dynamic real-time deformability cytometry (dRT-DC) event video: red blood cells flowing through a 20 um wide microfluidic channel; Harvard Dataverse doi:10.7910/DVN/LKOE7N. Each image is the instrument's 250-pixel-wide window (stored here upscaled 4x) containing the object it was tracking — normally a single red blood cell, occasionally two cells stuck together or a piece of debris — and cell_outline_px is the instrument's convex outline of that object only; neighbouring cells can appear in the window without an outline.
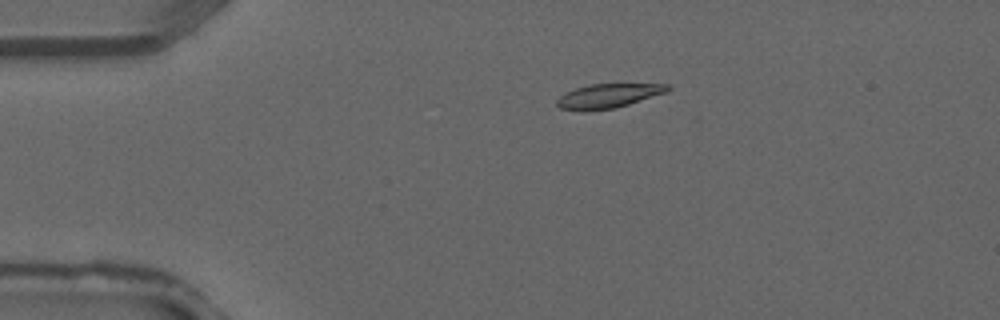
{"species": "common noctule bat (a hibernating species)", "species_latin": "Nyctalus noctula", "temperature_condition": "warm", "stored_images_in_passage": 3, "camera_frame_rate_fps": 3000, "um_per_image_px": 0.085, "animal": {"sex": "male", "forearm_length_mm": 52.5}, "frame": {"image": 1, "passage_image": 3, "time_ms": 0.667, "image_size_px": [1000, 320], "cell_outline_px": [[672, 88], [668, 92], [616, 108], [584, 112], [580, 112], [560, 108], [556, 104], [556, 100], [564, 92], [588, 84], [672, 84]], "centroid_in_image_um": [51.69, 8.16], "position_along_channel_um": 33.3, "area_um2": 16.01}}